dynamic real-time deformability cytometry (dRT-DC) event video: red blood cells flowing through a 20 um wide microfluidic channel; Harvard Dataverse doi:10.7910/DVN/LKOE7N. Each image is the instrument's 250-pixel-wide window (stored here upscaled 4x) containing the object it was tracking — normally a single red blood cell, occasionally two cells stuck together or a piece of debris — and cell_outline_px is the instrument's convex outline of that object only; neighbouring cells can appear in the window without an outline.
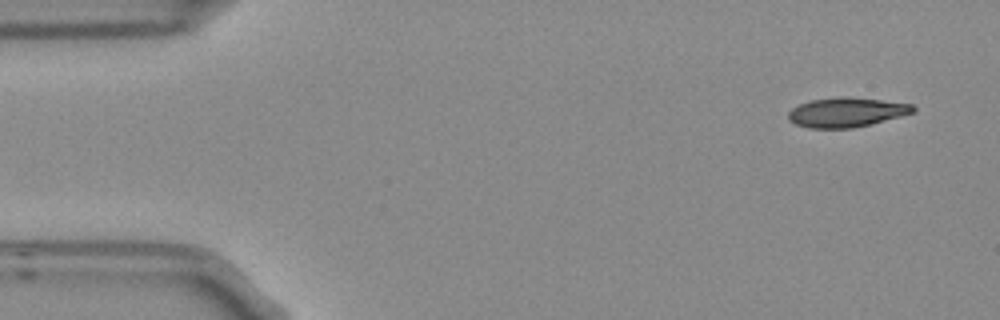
{"species": "Egyptian fruit bat (a non-hibernating species)", "species_latin": "Rousettus aegyptiacus", "temperature_condition": "room temperature", "stored_images_in_passage": 4, "camera_frame_rate_fps": 3000, "um_per_image_px": 0.085, "frame": {"image": 1, "passage_image": 1, "time_ms": 0.0, "image_size_px": [1000, 320], "cell_outline_px": [[916, 112], [872, 124], [852, 128], [808, 128], [796, 124], [788, 120], [788, 112], [792, 108], [800, 104], [812, 100], [840, 96], [848, 96], [912, 104], [916, 108]], "centroid_in_image_um": [71.96, 9.54], "position_along_channel_um": 13.0, "area_um2": 21.56}}
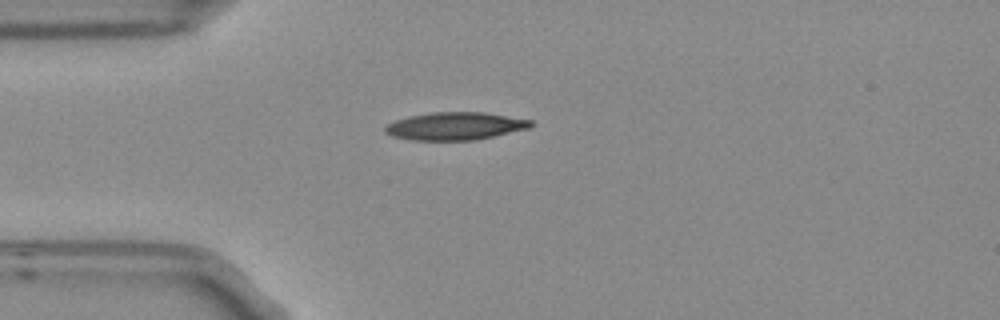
{"frame": {"image": 2, "passage_image": 4, "time_ms": 1.0, "image_size_px": [1000, 320], "cell_outline_px": [[536, 124], [528, 128], [476, 140], [412, 140], [392, 136], [384, 132], [384, 128], [388, 124], [396, 120], [412, 116], [432, 112], [484, 112], [532, 120]], "centroid_in_image_um": [38.71, 10.72], "position_along_channel_um": 46.3, "area_um2": 23.41}}